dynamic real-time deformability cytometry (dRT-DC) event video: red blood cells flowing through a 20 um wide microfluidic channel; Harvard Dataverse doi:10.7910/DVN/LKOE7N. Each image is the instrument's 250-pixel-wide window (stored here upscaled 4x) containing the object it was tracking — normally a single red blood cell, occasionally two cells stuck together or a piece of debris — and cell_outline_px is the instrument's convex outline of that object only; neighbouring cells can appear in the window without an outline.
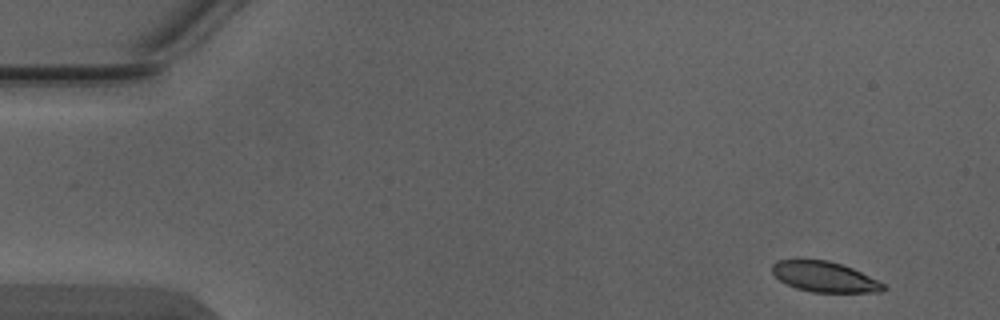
{"species": "Egyptian fruit bat (a non-hibernating species)", "species_latin": "Rousettus aegyptiacus", "temperature_condition": "warm", "stored_images_in_passage": 3, "camera_frame_rate_fps": 3000, "um_per_image_px": 0.085, "animal": {"sex": "male"}, "frame": {"image": 1, "passage_image": 1, "time_ms": 0.0, "image_size_px": [1000, 320], "cell_outline_px": [[888, 288], [884, 292], [812, 292], [796, 288], [780, 280], [772, 272], [772, 264], [776, 260], [828, 260], [852, 268], [884, 284]], "centroid_in_image_um": [70.09, 23.53], "position_along_channel_um": 14.9, "area_um2": 19.48}}